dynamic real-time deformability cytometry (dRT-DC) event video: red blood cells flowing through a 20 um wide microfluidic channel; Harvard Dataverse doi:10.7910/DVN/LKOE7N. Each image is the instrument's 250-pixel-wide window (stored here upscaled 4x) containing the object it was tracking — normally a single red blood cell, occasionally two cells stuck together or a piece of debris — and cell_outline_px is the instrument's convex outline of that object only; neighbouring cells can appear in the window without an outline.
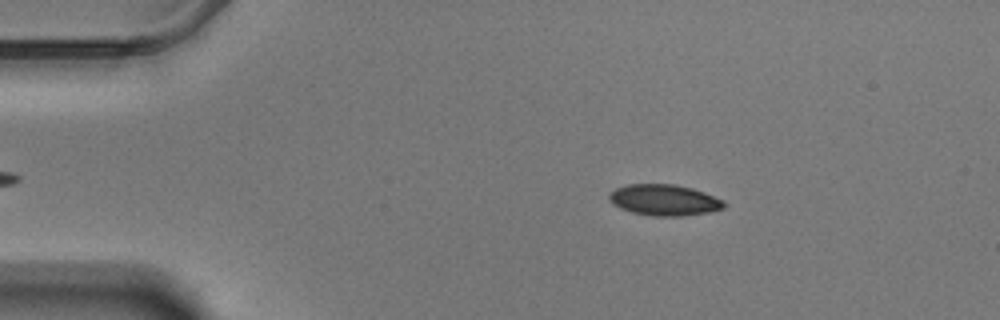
{"species": "Egyptian fruit bat (a non-hibernating species)", "species_latin": "Rousettus aegyptiacus", "temperature_condition": "warm", "stored_images_in_passage": 54, "camera_frame_rate_fps": 3000, "um_per_image_px": 0.085, "animal": {"sex": "male"}, "frame": {"image": 1, "passage_image": 6, "time_ms": 1.667, "image_size_px": [1000, 320], "cell_outline_px": [[728, 204], [724, 208], [708, 212], [684, 216], [652, 216], [632, 212], [620, 208], [612, 204], [608, 200], [608, 196], [616, 188], [628, 184], [676, 184], [692, 188], [704, 192], [724, 200]], "centroid_in_image_um": [56.48, 17.0], "position_along_channel_um": 28.5, "area_um2": 20.98}}
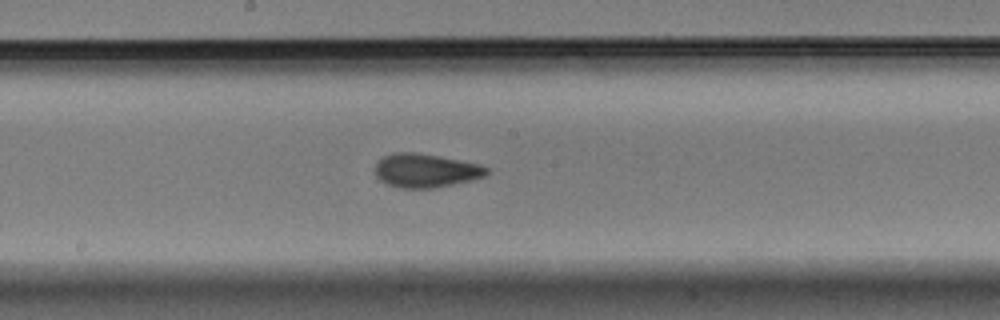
{"frame": {"image": 2, "passage_image": 27, "time_ms": 8.667, "image_size_px": [1000, 320], "cell_outline_px": [[492, 168], [484, 176], [472, 180], [436, 188], [400, 188], [388, 184], [380, 180], [376, 176], [376, 160], [392, 152], [416, 152], [440, 156], [480, 164]], "centroid_in_image_um": [36.2, 14.49], "position_along_channel_um": 212.0, "area_um2": 22.2}}
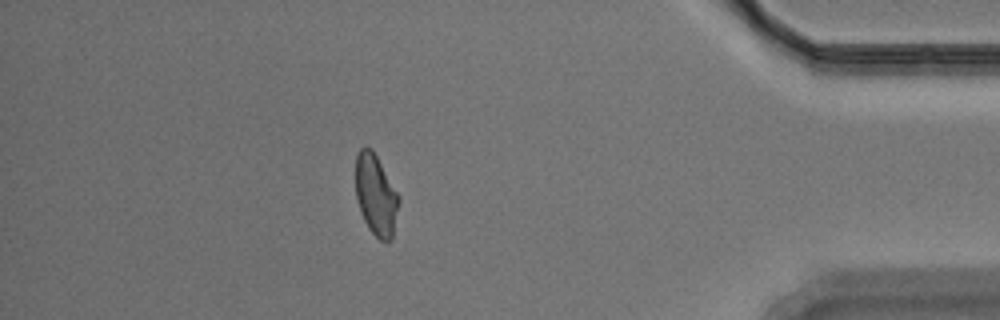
{"frame": {"image": 3, "passage_image": 47, "time_ms": 15.333, "image_size_px": [1000, 320], "cell_outline_px": [[400, 200], [392, 240], [388, 244], [380, 240], [368, 228], [360, 212], [356, 196], [356, 156], [360, 148], [364, 144], [372, 148], [400, 196]], "centroid_in_image_um": [31.96, 16.58], "position_along_channel_um": 403.2, "area_um2": 20.75}, "authors_computed_cell_mechanics": {"area_um2": 20.9814, "velocity_mm_per_s": 3.4786, "shape_relaxation_time_tau1_ms": 4.4323, "shape_relaxation_time_tau2_ms": 1.7112, "deformation_change_tau1": 0.1273, "deformation_change_tau2": 0.0581}}